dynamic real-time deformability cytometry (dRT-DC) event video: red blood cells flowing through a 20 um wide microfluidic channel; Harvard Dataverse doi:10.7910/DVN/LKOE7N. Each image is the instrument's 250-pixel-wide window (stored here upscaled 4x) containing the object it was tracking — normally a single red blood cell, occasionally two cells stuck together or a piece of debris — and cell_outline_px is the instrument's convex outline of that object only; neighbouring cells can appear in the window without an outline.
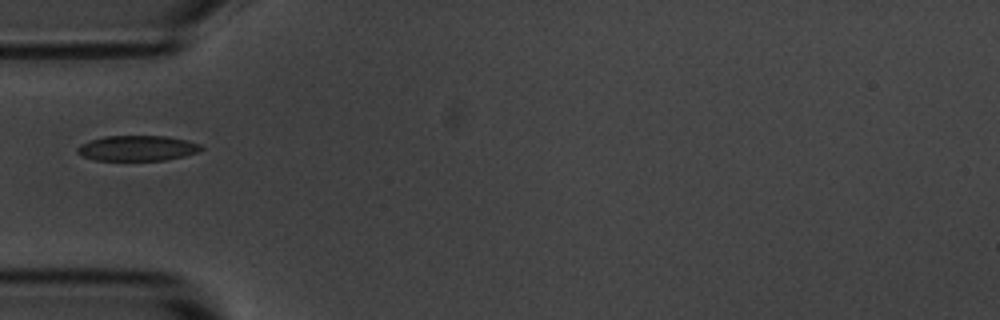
{"species": "common noctule bat (a hibernating species)", "species_latin": "Nyctalus noctula", "temperature_condition": "room temperature", "stored_images_in_passage": 5, "camera_frame_rate_fps": 3000, "um_per_image_px": 0.085, "animal": {"sex": "male", "body_mass_g": 20.1, "forearm_length_mm": 53.5}, "frame": {"image": 1, "passage_image": 5, "time_ms": 4.667, "image_size_px": [1000, 320], "cell_outline_px": [[204, 148], [196, 152], [184, 156], [164, 160], [96, 160], [84, 156], [76, 152], [76, 148], [80, 144], [88, 140], [104, 136], [168, 136], [188, 140], [200, 144]], "centroid_in_image_um": [11.66, 12.58], "position_along_channel_um": 73.3, "area_um2": 18.32}}